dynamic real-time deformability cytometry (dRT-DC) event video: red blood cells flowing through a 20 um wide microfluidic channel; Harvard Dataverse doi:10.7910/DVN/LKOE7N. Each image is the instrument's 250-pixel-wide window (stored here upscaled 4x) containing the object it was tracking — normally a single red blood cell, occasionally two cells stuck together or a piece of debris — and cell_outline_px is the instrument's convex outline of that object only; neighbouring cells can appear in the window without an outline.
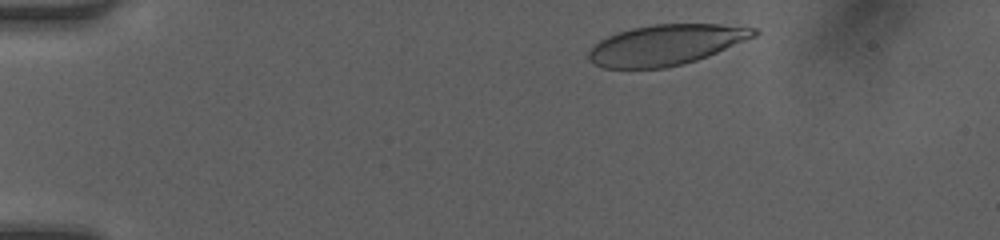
{"species": "human", "species_latin": "Homo sapiens", "temperature_condition": "room temperature", "stored_images_in_passage": 38, "camera_frame_rate_fps": 3000, "um_per_image_px": 0.085, "donor": {"sex": "female"}, "frame": {"image": 1, "passage_image": 3, "time_ms": 0.667, "image_size_px": [1000, 240], "cell_outline_px": [[756, 32], [752, 36], [704, 56], [680, 64], [656, 68], [608, 68], [596, 64], [592, 60], [592, 52], [604, 40], [612, 36], [624, 32], [640, 28], [664, 24], [712, 24], [752, 28]], "centroid_in_image_um": [56.62, 3.82], "position_along_channel_um": 28.4, "area_um2": 36.07}}
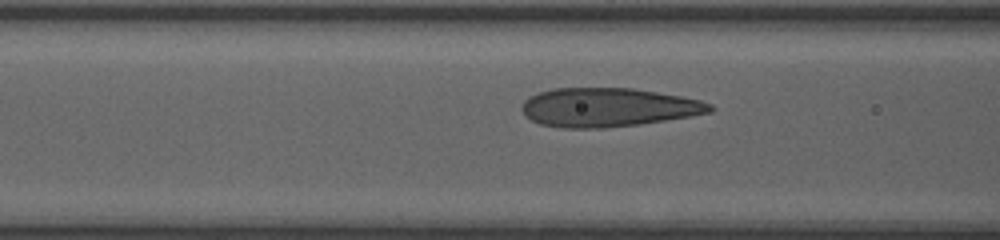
{"frame": {"image": 2, "passage_image": 15, "time_ms": 4.667, "image_size_px": [1000, 240], "cell_outline_px": [[712, 108], [704, 112], [684, 116], [632, 124], [544, 124], [528, 116], [524, 112], [524, 104], [532, 96], [544, 92], [560, 88], [624, 88], [652, 92], [696, 100], [708, 104]], "centroid_in_image_um": [51.68, 9.05], "position_along_channel_um": 114.9, "area_um2": 38.26}}
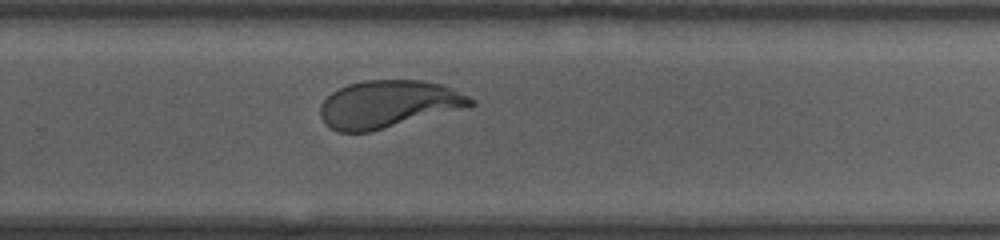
{"frame": {"image": 3, "passage_image": 28, "time_ms": 9.0, "image_size_px": [1000, 240], "cell_outline_px": [[472, 104], [368, 132], [340, 132], [332, 128], [324, 120], [320, 112], [324, 100], [328, 96], [340, 88], [352, 84], [372, 80], [412, 80], [436, 84], [464, 96], [472, 100]], "centroid_in_image_um": [32.86, 8.86], "position_along_channel_um": 296.9, "area_um2": 39.02}, "authors_computed_cell_mechanics": {"area_um2": 37.7145, "velocity_mm_per_s": 4.2123, "shape_relaxation_time_tau1_ms": 6.3308, "shape_relaxation_time_tau2_ms": null, "deformation_change_tau1": 0.284, "deformation_change_tau2": null}}